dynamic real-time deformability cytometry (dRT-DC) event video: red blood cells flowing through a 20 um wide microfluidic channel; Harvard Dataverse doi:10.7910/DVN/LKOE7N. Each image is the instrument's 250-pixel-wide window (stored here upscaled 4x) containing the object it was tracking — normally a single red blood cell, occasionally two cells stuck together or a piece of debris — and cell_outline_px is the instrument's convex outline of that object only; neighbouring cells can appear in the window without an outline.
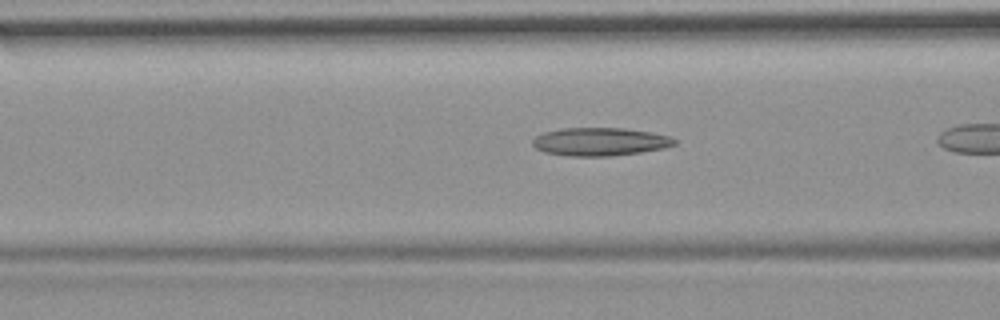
{"species": "common noctule bat (a hibernating species)", "species_latin": "Nyctalus noctula", "temperature_condition": "room temperature", "stored_images_in_passage": 14, "camera_frame_rate_fps": 3000, "um_per_image_px": 0.085, "animal": {"sex": "female", "body_mass_g": 19.9}, "frame": {"image": 1, "passage_image": 12, "time_ms": 3.667, "image_size_px": [1000, 320], "cell_outline_px": [[676, 144], [664, 148], [640, 152], [612, 156], [568, 156], [544, 152], [536, 148], [532, 144], [532, 140], [536, 136], [544, 132], [564, 128], [624, 128], [652, 132], [668, 136], [676, 140]], "centroid_in_image_um": [50.99, 12.04], "position_along_channel_um": 115.6, "area_um2": 23.24}}